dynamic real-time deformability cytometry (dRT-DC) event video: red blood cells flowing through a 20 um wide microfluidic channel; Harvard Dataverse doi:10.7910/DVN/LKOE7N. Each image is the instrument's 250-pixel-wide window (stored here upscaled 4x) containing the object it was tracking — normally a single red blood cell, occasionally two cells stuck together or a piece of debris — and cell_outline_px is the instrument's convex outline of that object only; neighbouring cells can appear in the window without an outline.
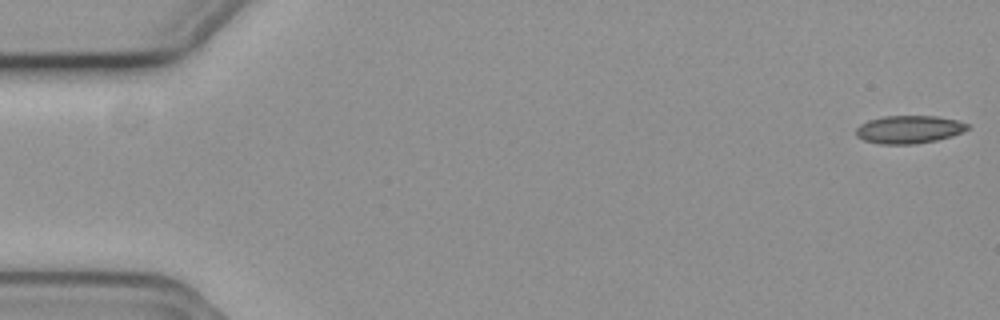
{"species": "common noctule bat (a hibernating species)", "species_latin": "Nyctalus noctula", "temperature_condition": "cold", "stored_images_in_passage": 56, "camera_frame_rate_fps": 3000, "um_per_image_px": 0.085, "animal": {"sex": "female", "body_mass_g": 19.3, "forearm_length_mm": 54.1}, "frame": {"image": 1, "passage_image": 1, "time_ms": 0.0, "image_size_px": [1000, 320], "cell_outline_px": [[968, 128], [952, 136], [936, 140], [916, 144], [880, 144], [864, 140], [856, 136], [856, 128], [860, 124], [868, 120], [884, 116], [936, 116], [956, 120], [968, 124]], "centroid_in_image_um": [77.22, 11.0], "position_along_channel_um": 7.8, "area_um2": 18.03}}
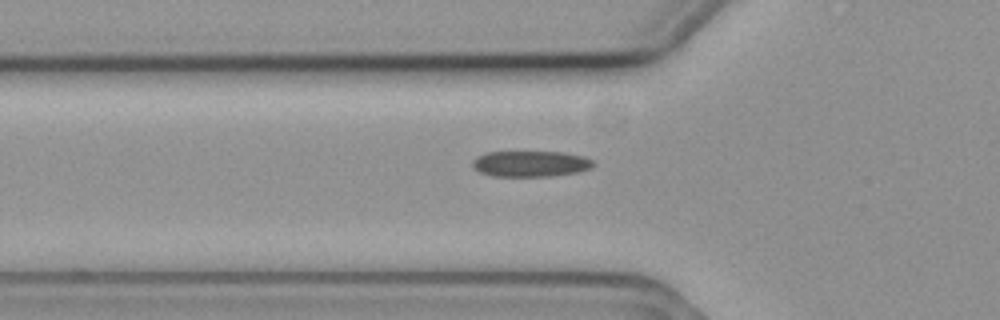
{"frame": {"image": 2, "passage_image": 19, "time_ms": 6.0, "image_size_px": [1000, 320], "cell_outline_px": [[592, 168], [580, 172], [552, 176], [492, 176], [480, 172], [472, 164], [472, 160], [476, 156], [488, 152], [564, 152], [584, 156], [592, 160]], "centroid_in_image_um": [45.11, 13.92], "position_along_channel_um": 80.7, "area_um2": 18.26}}
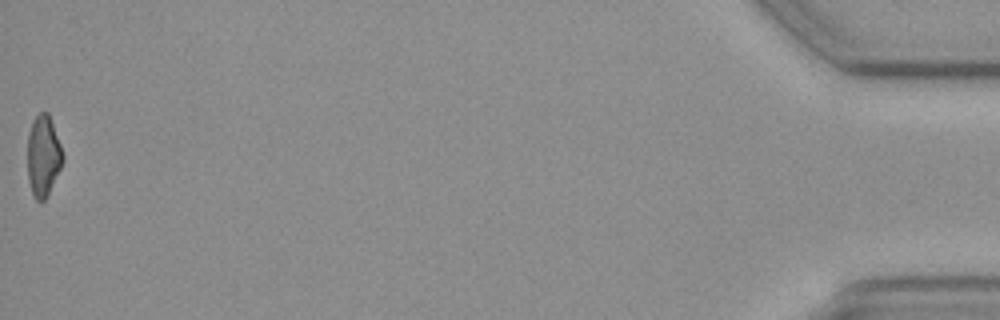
{"frame": {"image": 3, "passage_image": 56, "time_ms": 18.333, "image_size_px": [1000, 320], "cell_outline_px": [[64, 160], [44, 200], [40, 204], [32, 196], [28, 180], [28, 132], [32, 120], [40, 112], [48, 112], [60, 144], [64, 156]], "centroid_in_image_um": [3.66, 13.26], "position_along_channel_um": 431.5, "area_um2": 16.59}, "authors_computed_cell_mechanics": {"area_um2": 18.1492, "velocity_mm_per_s": 3.7073, "shape_relaxation_time_tau1_ms": 4.5587, "shape_relaxation_time_tau2_ms": 2.2687, "deformation_change_tau1": 0.1228, "deformation_change_tau2": 0.0869}}